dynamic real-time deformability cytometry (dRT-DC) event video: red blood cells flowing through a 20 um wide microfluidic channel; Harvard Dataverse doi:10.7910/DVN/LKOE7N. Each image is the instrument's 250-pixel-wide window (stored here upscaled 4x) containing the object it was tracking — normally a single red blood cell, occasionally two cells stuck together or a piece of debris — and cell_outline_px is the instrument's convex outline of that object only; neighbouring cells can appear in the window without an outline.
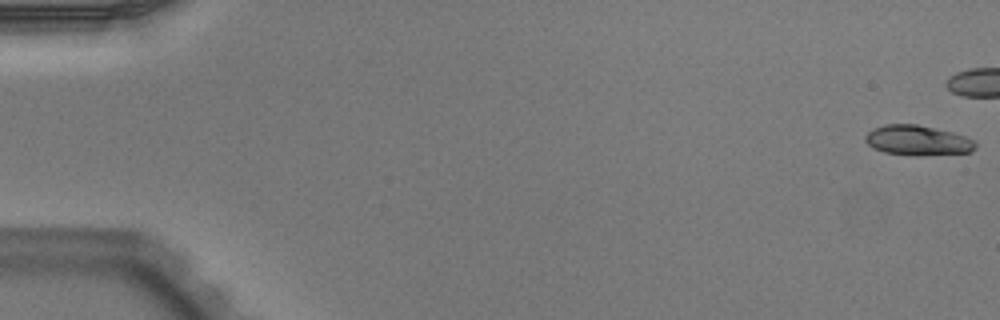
{"species": "Egyptian fruit bat (a non-hibernating species)", "species_latin": "Rousettus aegyptiacus", "temperature_condition": "warm", "stored_images_in_passage": 15, "camera_frame_rate_fps": 3000, "um_per_image_px": 0.085, "animal": {"sex": "male"}, "frame": {"image": 1, "passage_image": 1, "time_ms": 0.0, "image_size_px": [1000, 320], "cell_outline_px": [[976, 148], [972, 152], [920, 156], [916, 156], [884, 152], [872, 148], [864, 140], [864, 136], [872, 128], [884, 124], [916, 124], [952, 132], [976, 140]], "centroid_in_image_um": [77.99, 11.94], "position_along_channel_um": 7.0, "area_um2": 19.54}}